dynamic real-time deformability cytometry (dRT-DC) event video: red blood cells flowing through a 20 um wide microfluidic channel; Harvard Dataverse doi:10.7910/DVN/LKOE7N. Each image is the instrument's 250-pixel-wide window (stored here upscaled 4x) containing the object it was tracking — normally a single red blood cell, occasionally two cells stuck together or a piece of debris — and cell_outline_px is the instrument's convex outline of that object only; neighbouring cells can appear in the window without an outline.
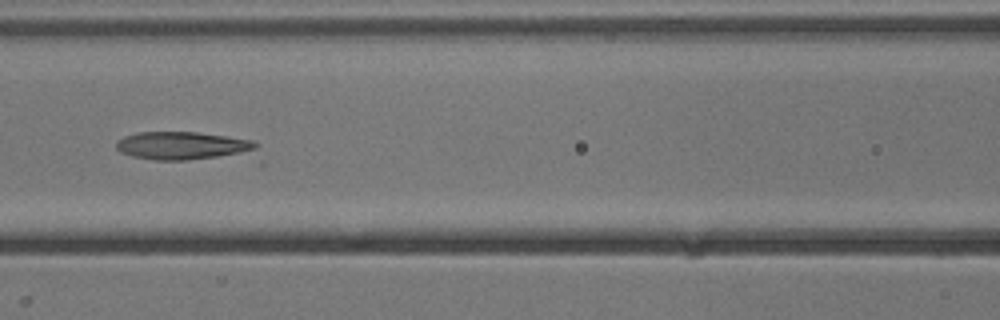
{"species": "common noctule bat (a hibernating species)", "species_latin": "Nyctalus noctula", "temperature_condition": "cold", "stored_images_in_passage": 6, "camera_frame_rate_fps": 3000, "um_per_image_px": 0.085, "animal": {"sex": "male", "body_mass_g": 13.3}, "frame": {"image": 1, "passage_image": 6, "time_ms": 5.667, "image_size_px": [1000, 320], "cell_outline_px": [[260, 144], [256, 152], [188, 160], [156, 160], [132, 156], [120, 152], [116, 148], [116, 144], [124, 136], [136, 132], [196, 132], [252, 140]], "centroid_in_image_um": [15.55, 12.38], "position_along_channel_um": 151.0, "area_um2": 22.83}}